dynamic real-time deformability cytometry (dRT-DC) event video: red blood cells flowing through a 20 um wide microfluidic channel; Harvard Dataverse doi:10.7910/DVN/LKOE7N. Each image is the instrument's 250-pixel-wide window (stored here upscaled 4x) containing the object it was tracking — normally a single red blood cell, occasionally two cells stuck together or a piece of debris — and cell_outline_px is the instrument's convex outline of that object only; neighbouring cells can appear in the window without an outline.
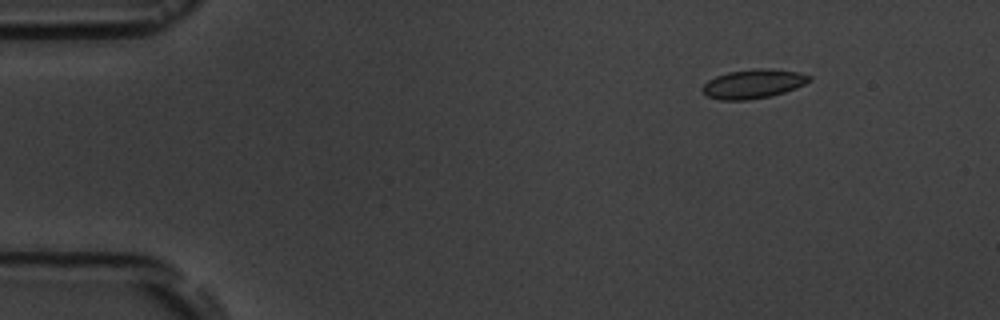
{"species": "common noctule bat (a hibernating species)", "species_latin": "Nyctalus noctula", "temperature_condition": "room temperature", "stored_images_in_passage": 5, "camera_frame_rate_fps": 3000, "um_per_image_px": 0.085, "animal": {"sex": "male", "body_mass_g": 19.5, "forearm_length_mm": 54.6}, "frame": {"image": 1, "passage_image": 2, "time_ms": 1.0, "image_size_px": [1000, 320], "cell_outline_px": [[812, 80], [796, 88], [784, 92], [768, 96], [748, 100], [720, 100], [708, 96], [700, 88], [708, 80], [716, 76], [728, 72], [756, 68], [768, 68], [800, 72], [812, 76]], "centroid_in_image_um": [64.04, 7.11], "position_along_channel_um": 21.0, "area_um2": 18.15}}
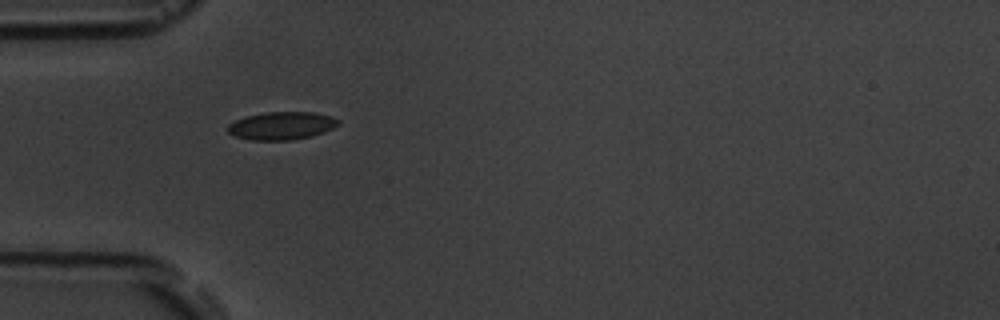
{"frame": {"image": 2, "passage_image": 4, "time_ms": 4.333, "image_size_px": [1000, 320], "cell_outline_px": [[340, 124], [324, 132], [312, 136], [292, 140], [252, 140], [236, 136], [228, 132], [228, 124], [244, 116], [264, 112], [316, 112], [332, 116], [340, 120]], "centroid_in_image_um": [23.97, 10.67], "position_along_channel_um": 61.0, "area_um2": 18.09}}
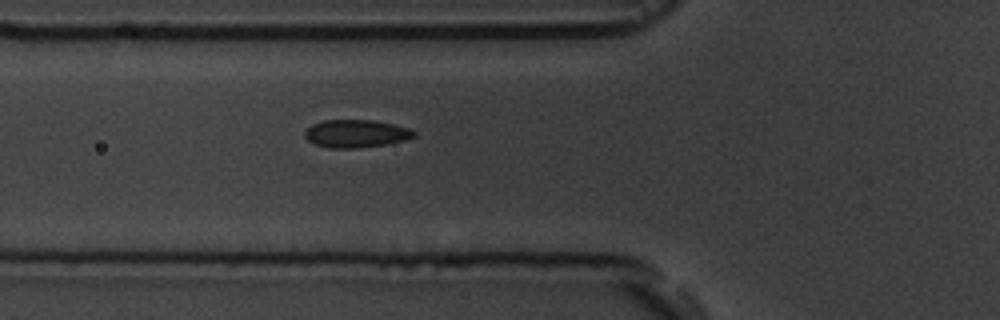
{"frame": {"image": 3, "passage_image": 5, "time_ms": 5.333, "image_size_px": [1000, 320], "cell_outline_px": [[416, 136], [404, 140], [388, 144], [356, 148], [328, 148], [316, 144], [308, 140], [304, 136], [304, 132], [312, 124], [324, 120], [372, 120], [392, 124], [408, 128], [416, 132]], "centroid_in_image_um": [30.25, 11.36], "position_along_channel_um": 95.5, "area_um2": 17.63}}